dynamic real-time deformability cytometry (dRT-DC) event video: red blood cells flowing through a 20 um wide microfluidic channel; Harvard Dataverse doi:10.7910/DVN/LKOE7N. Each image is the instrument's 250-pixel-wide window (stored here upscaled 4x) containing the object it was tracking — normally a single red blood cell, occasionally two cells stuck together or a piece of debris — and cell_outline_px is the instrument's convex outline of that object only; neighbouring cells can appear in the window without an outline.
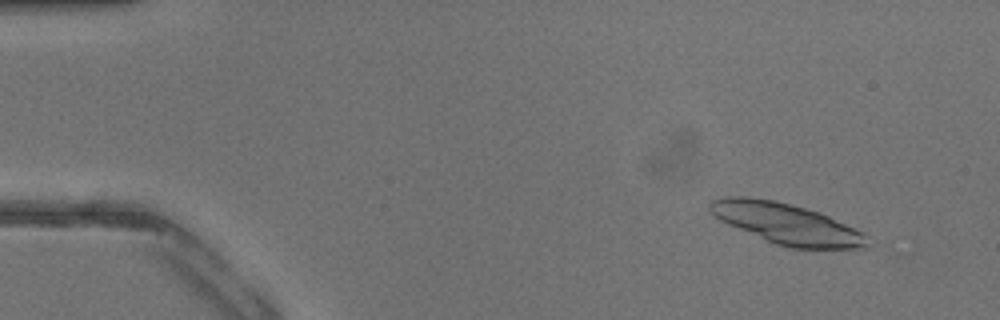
{"species": "common noctule bat (a hibernating species)", "species_latin": "Nyctalus noctula", "temperature_condition": "warm", "stored_images_in_passage": 27, "segment_of_instrument_passage": [1, 2], "camera_frame_rate_fps": 3000, "um_per_image_px": 0.085, "animal": {"sex": "male", "body_mass_g": 13.3}, "frame": {"image": 1, "passage_image": 4, "time_ms": 1.0, "image_size_px": [1000, 320], "cell_outline_px": [[872, 244], [868, 248], [792, 248], [776, 244], [728, 224], [720, 220], [708, 208], [708, 204], [712, 200], [724, 196], [744, 196], [776, 200], [820, 212], [864, 232]], "centroid_in_image_um": [66.9, 19.01], "position_along_channel_um": 18.1, "area_um2": 37.34}}
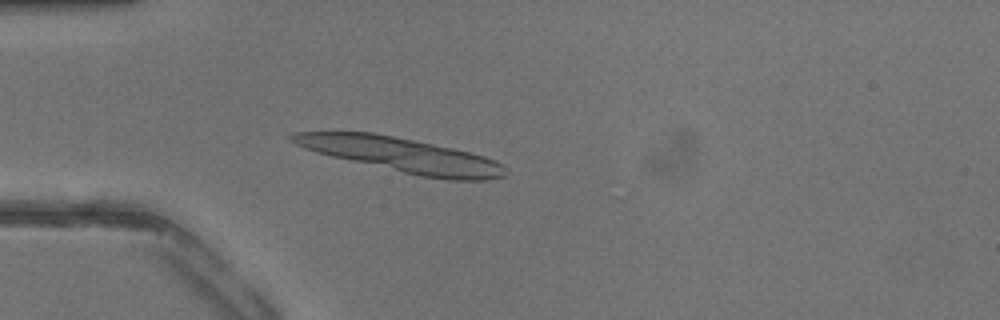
{"frame": {"image": 2, "passage_image": 12, "time_ms": 3.667, "image_size_px": [1000, 320], "cell_outline_px": [[504, 176], [488, 180], [448, 180], [420, 176], [332, 156], [316, 152], [304, 148], [288, 140], [288, 136], [296, 132], [372, 132], [452, 148], [484, 156], [496, 160], [504, 164]], "centroid_in_image_um": [34.14, 13.17], "position_along_channel_um": 50.9, "area_um2": 42.25}}